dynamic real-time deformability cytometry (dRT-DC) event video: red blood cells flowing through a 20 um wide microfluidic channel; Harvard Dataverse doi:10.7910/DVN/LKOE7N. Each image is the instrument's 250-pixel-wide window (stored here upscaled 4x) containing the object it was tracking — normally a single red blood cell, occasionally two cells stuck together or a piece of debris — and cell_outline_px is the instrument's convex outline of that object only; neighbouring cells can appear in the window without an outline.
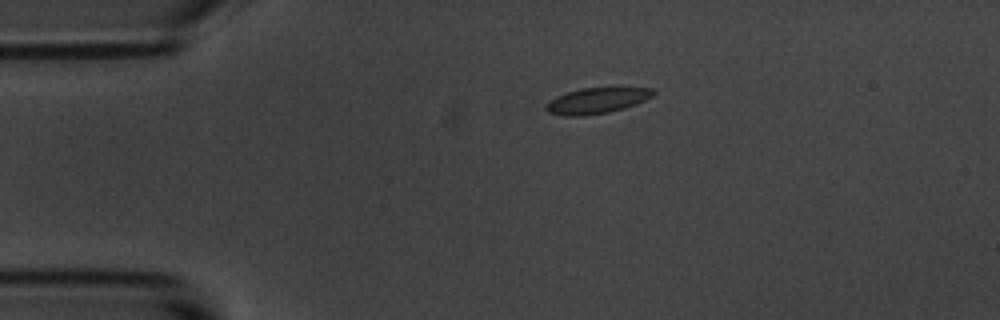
{"species": "common noctule bat (a hibernating species)", "species_latin": "Nyctalus noctula", "temperature_condition": "room temperature", "stored_images_in_passage": 3, "camera_frame_rate_fps": 3000, "um_per_image_px": 0.085, "animal": {"sex": "male", "body_mass_g": 20.1, "forearm_length_mm": 53.5}, "frame": {"image": 1, "passage_image": 2, "time_ms": 1.333, "image_size_px": [1000, 320], "cell_outline_px": [[656, 92], [652, 96], [636, 104], [624, 108], [608, 112], [584, 116], [564, 116], [548, 112], [544, 108], [556, 96], [580, 88], [652, 88]], "centroid_in_image_um": [50.73, 8.56], "position_along_channel_um": 34.3, "area_um2": 15.9}}